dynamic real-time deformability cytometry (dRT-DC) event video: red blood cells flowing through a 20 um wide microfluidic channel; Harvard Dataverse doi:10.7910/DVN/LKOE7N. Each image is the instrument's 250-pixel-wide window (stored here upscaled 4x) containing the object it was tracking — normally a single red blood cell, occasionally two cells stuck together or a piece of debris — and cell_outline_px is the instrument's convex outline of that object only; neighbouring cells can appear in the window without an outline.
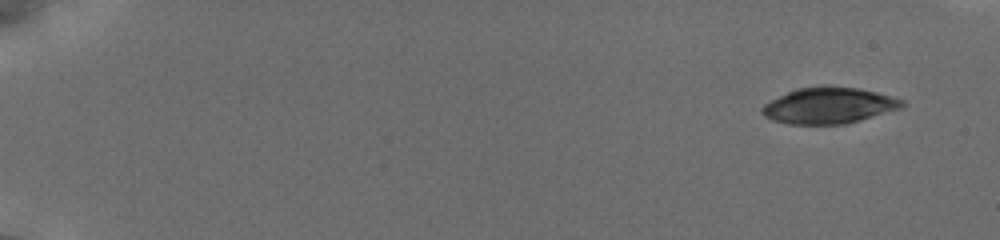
{"species": "common noctule bat (a hibernating species)", "species_latin": "Nyctalus noctula", "temperature_condition": "cold", "stored_images_in_passage": 7, "camera_frame_rate_fps": 3000, "um_per_image_px": 0.085, "animal": {"sex": "female", "body_mass_g": 19.5, "forearm_length_mm": 54.1}, "frame": {"image": 1, "passage_image": 1, "time_ms": 0.0, "image_size_px": [1000, 240], "cell_outline_px": [[904, 104], [900, 108], [860, 120], [844, 124], [788, 124], [772, 120], [764, 116], [760, 108], [764, 104], [796, 88], [856, 88], [876, 92], [904, 100]], "centroid_in_image_um": [70.43, 9.0], "position_along_channel_um": 14.6, "area_um2": 28.61}}